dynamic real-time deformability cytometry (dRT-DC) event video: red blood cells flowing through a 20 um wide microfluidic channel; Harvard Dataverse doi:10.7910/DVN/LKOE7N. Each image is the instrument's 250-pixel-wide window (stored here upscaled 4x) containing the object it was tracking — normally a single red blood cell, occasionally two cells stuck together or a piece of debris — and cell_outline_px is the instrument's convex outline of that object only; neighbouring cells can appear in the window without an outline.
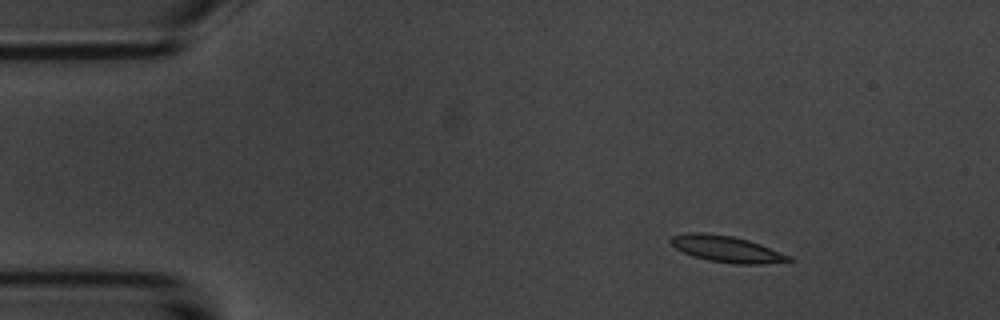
{"species": "common noctule bat (a hibernating species)", "species_latin": "Nyctalus noctula", "temperature_condition": "room temperature", "stored_images_in_passage": 13, "camera_frame_rate_fps": 3000, "um_per_image_px": 0.085, "animal": {"sex": "male", "body_mass_g": 20.1, "forearm_length_mm": 53.5}, "frame": {"image": 1, "passage_image": 3, "time_ms": 2.333, "image_size_px": [1000, 320], "cell_outline_px": [[796, 260], [760, 264], [736, 264], [708, 260], [692, 256], [676, 248], [668, 240], [668, 236], [688, 232], [704, 232], [732, 236], [748, 240], [760, 244], [792, 256]], "centroid_in_image_um": [61.74, 21.15], "position_along_channel_um": 23.3, "area_um2": 18.26}}
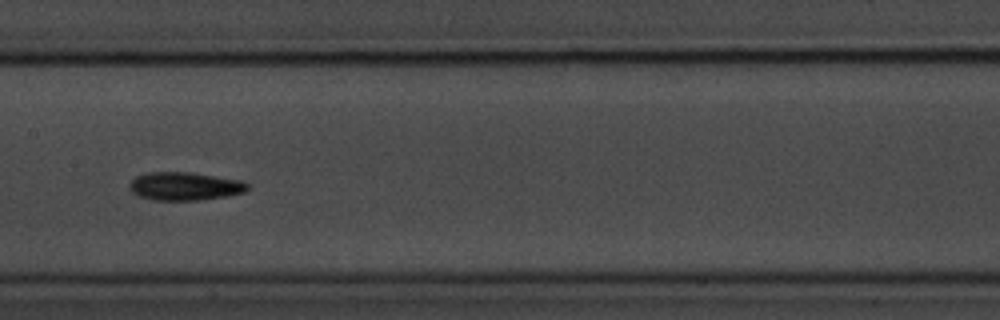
{"frame": {"image": 2, "passage_image": 8, "time_ms": 9.0, "image_size_px": [1000, 320], "cell_outline_px": [[248, 188], [244, 192], [228, 196], [200, 200], [152, 200], [140, 196], [132, 192], [128, 184], [136, 176], [148, 172], [192, 172], [244, 180], [248, 184]], "centroid_in_image_um": [15.73, 15.82], "position_along_channel_um": 191.7, "area_um2": 19.59}, "authors_computed_cell_mechanics": {"area_um2": 18.1492, "velocity_mm_per_s": 3.5903, "shape_relaxation_time_tau1_ms": 3.1648, "shape_relaxation_time_tau2_ms": 6.8634, "deformation_change_tau1": 0.1078, "deformation_change_tau2": 0.141}}